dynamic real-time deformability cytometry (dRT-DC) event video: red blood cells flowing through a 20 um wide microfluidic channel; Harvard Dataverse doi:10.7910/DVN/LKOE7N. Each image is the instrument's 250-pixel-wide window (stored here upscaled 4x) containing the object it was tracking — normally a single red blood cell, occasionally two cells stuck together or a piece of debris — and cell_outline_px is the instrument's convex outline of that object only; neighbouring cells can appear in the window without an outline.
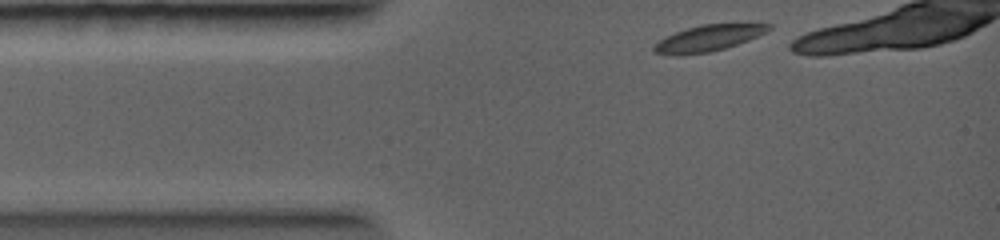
{"species": "common noctule bat (a hibernating species)", "species_latin": "Nyctalus noctula", "temperature_condition": "warm", "stored_images_in_passage": 7, "camera_frame_rate_fps": 5000, "um_per_image_px": 0.085, "animal": {"sex": "female", "body_mass_g": 19.0, "forearm_length_mm": 56.7}, "frame": {"image": 1, "passage_image": 1, "time_ms": 0.0, "image_size_px": [1000, 240], "cell_outline_px": [[772, 28], [748, 40], [724, 48], [708, 52], [656, 52], [652, 48], [660, 40], [676, 32], [688, 28], [704, 24], [772, 24]], "centroid_in_image_um": [60.31, 3.19], "position_along_channel_um": 24.7, "area_um2": 16.18}}